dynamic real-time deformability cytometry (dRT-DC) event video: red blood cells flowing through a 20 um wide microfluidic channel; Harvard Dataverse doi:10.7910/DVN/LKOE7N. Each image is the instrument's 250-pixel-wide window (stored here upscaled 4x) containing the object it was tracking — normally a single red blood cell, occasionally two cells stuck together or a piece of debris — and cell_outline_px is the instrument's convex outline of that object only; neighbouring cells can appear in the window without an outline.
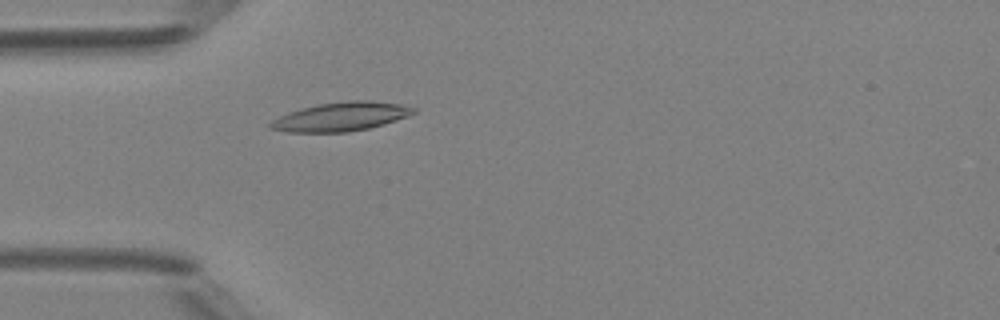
{"species": "Egyptian fruit bat (a non-hibernating species)", "species_latin": "Rousettus aegyptiacus", "temperature_condition": "room temperature", "stored_images_in_passage": 48, "camera_frame_rate_fps": 3000, "um_per_image_px": 0.085, "animal": {"sex": "female"}, "frame": {"image": 1, "passage_image": 14, "time_ms": 4.333, "image_size_px": [1000, 320], "cell_outline_px": [[416, 112], [408, 116], [384, 124], [368, 128], [348, 132], [288, 132], [268, 128], [268, 124], [272, 120], [288, 112], [300, 108], [320, 104], [352, 100], [368, 100], [400, 104], [416, 108]], "centroid_in_image_um": [28.97, 9.92], "position_along_channel_um": 56.0, "area_um2": 23.99}}
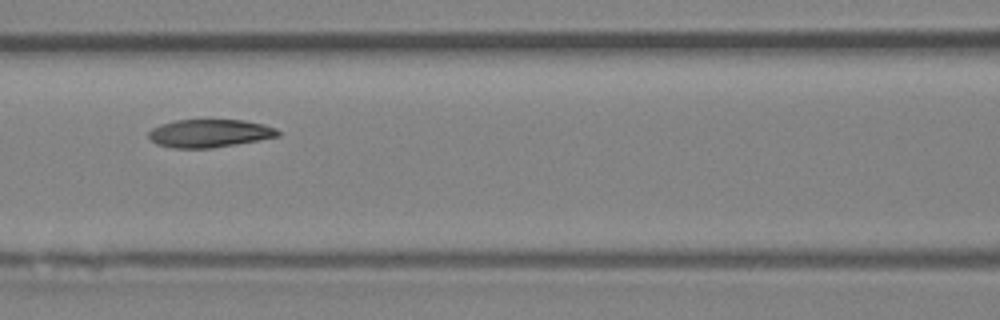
{"frame": {"image": 2, "passage_image": 21, "time_ms": 6.667, "image_size_px": [1000, 320], "cell_outline_px": [[280, 136], [260, 140], [212, 148], [172, 148], [156, 144], [148, 136], [148, 132], [152, 128], [160, 124], [176, 120], [244, 120], [264, 124], [276, 128], [280, 132]], "centroid_in_image_um": [17.82, 11.33], "position_along_channel_um": 148.8, "area_um2": 21.21}}
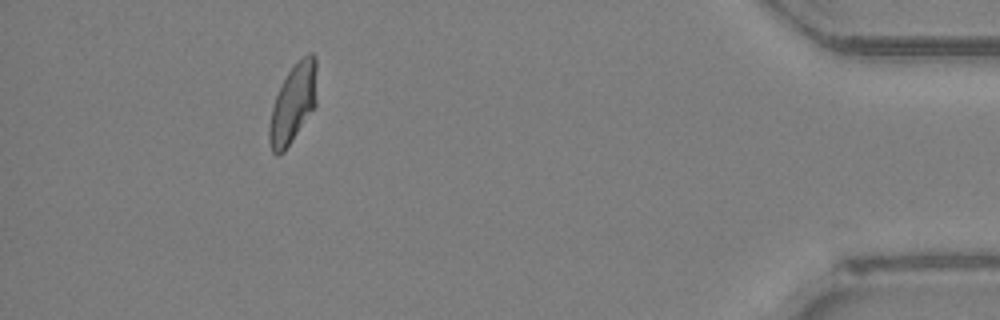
{"frame": {"image": 3, "passage_image": 44, "time_ms": 14.333, "image_size_px": [1000, 320], "cell_outline_px": [[316, 104], [284, 152], [280, 156], [276, 156], [272, 152], [268, 140], [268, 128], [272, 108], [276, 96], [288, 72], [308, 52], [312, 52], [316, 56]], "centroid_in_image_um": [24.9, 8.83], "position_along_channel_um": 410.3, "area_um2": 21.56}, "authors_computed_cell_mechanics": {"area_um2": 21.9351, "velocity_mm_per_s": 4.1883, "shape_relaxation_time_tau1_ms": null, "shape_relaxation_time_tau2_ms": 2.7305, "deformation_change_tau1": null, "deformation_change_tau2": 0.0693}}